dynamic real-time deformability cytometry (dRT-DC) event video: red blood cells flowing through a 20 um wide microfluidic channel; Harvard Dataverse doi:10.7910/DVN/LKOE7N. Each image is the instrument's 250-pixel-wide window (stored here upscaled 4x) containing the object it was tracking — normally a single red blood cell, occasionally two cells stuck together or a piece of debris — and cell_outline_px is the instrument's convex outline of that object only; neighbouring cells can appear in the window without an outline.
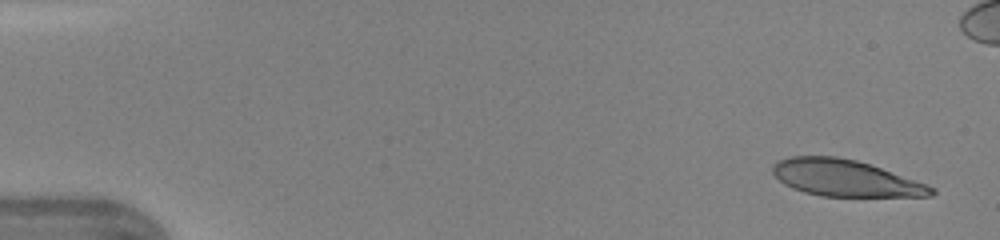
{"species": "human", "species_latin": "Homo sapiens", "temperature_condition": "warm", "stored_images_in_passage": 47, "camera_frame_rate_fps": 3000, "um_per_image_px": 0.085, "donor": {"sex": "female"}, "frame": {"image": 1, "passage_image": 2, "time_ms": 0.333, "image_size_px": [1000, 240], "cell_outline_px": [[936, 192], [932, 196], [820, 196], [804, 192], [792, 188], [784, 184], [772, 172], [772, 164], [776, 160], [792, 156], [836, 156], [856, 160], [928, 184], [936, 188]], "centroid_in_image_um": [71.83, 15.13], "position_along_channel_um": 13.2, "area_um2": 33.7}}
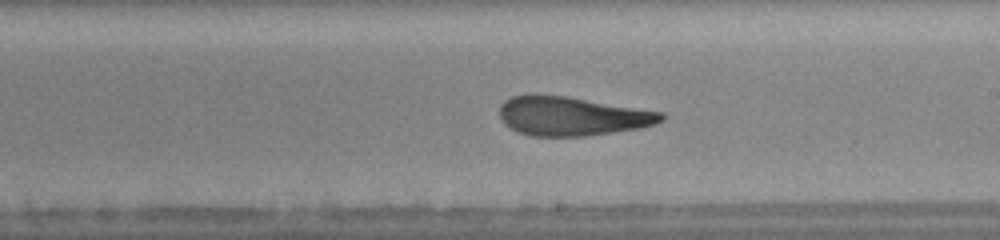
{"frame": {"image": 2, "passage_image": 27, "time_ms": 8.667, "image_size_px": [1000, 240], "cell_outline_px": [[664, 120], [656, 124], [644, 128], [584, 136], [532, 136], [516, 132], [504, 124], [500, 120], [500, 104], [504, 100], [512, 96], [532, 92], [564, 96], [664, 112]], "centroid_in_image_um": [48.58, 9.86], "position_along_channel_um": 240.4, "area_um2": 37.34}}
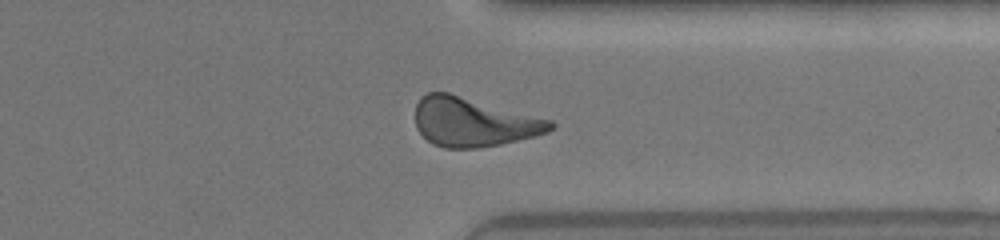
{"frame": {"image": 3, "passage_image": 36, "time_ms": 11.667, "image_size_px": [1000, 240], "cell_outline_px": [[556, 124], [548, 132], [536, 136], [500, 144], [480, 148], [444, 148], [432, 144], [416, 128], [416, 104], [420, 96], [428, 92], [448, 92], [552, 120]], "centroid_in_image_um": [40.24, 10.37], "position_along_channel_um": 371.2, "area_um2": 38.61}, "authors_computed_cell_mechanics": {"area_um2": 36.9342, "velocity_mm_per_s": 4.372, "shape_relaxation_time_tau1_ms": 5.5848, "shape_relaxation_time_tau2_ms": 1.5683, "deformation_change_tau1": 0.2243, "deformation_change_tau2": 0.1195}}